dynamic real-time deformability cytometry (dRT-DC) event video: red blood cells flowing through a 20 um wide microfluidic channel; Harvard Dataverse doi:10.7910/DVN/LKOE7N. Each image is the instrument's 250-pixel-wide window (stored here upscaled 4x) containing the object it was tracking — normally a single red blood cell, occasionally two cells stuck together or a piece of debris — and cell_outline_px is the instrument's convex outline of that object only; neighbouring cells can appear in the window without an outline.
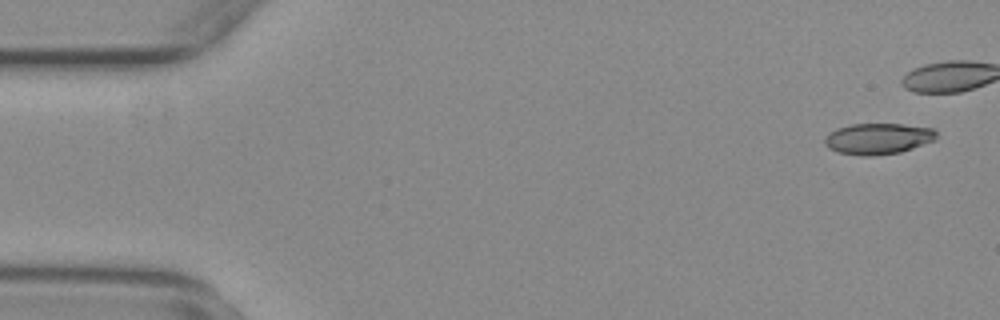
{"species": "common noctule bat (a hibernating species)", "species_latin": "Nyctalus noctula", "temperature_condition": "warm", "stored_images_in_passage": 16, "camera_frame_rate_fps": 3000, "um_per_image_px": 0.085, "animal": {"sex": "female", "body_mass_g": 29.2, "forearm_length_mm": 56.3}, "frame": {"image": 1, "passage_image": 3, "time_ms": 0.667, "image_size_px": [1000, 320], "cell_outline_px": [[936, 140], [900, 152], [868, 156], [864, 156], [840, 152], [828, 148], [824, 144], [824, 140], [828, 132], [836, 128], [852, 124], [904, 124], [932, 128], [936, 132]], "centroid_in_image_um": [74.62, 11.78], "position_along_channel_um": 10.4, "area_um2": 20.17}}